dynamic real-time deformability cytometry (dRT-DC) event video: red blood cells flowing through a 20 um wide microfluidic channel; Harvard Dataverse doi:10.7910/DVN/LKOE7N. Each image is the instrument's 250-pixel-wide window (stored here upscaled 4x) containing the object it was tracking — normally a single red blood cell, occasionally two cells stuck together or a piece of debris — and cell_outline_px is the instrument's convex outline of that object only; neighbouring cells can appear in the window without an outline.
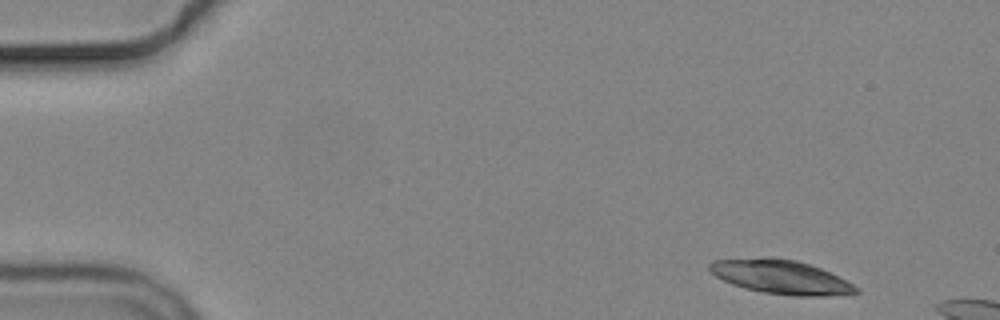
{"species": "common noctule bat (a hibernating species)", "species_latin": "Nyctalus noctula", "temperature_condition": "cold", "stored_images_in_passage": 3, "camera_frame_rate_fps": 3000, "um_per_image_px": 0.085, "animal": {"sex": "male", "body_mass_g": 19.2, "forearm_length_mm": 51.8}, "frame": {"image": 1, "passage_image": 1, "time_ms": 0.0, "image_size_px": [1000, 320], "cell_outline_px": [[860, 292], [832, 296], [792, 296], [764, 292], [744, 288], [732, 284], [716, 276], [708, 268], [708, 264], [712, 260], [764, 256], [768, 256], [796, 260], [820, 268], [860, 288]], "centroid_in_image_um": [66.34, 23.53], "position_along_channel_um": 18.7, "area_um2": 29.07}}